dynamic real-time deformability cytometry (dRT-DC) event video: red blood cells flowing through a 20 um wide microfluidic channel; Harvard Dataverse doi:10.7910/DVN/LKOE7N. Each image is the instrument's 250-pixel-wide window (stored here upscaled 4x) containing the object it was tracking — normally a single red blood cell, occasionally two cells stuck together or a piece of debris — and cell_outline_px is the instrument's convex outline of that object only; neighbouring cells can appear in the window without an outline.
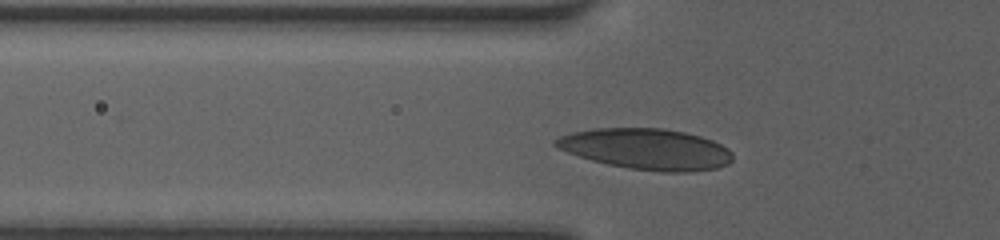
{"species": "human", "species_latin": "Homo sapiens", "temperature_condition": "room temperature", "stored_images_in_passage": 34, "camera_frame_rate_fps": 3000, "um_per_image_px": 0.085, "donor": {"sex": "female"}, "frame": {"image": 1, "passage_image": 7, "time_ms": 2.0, "image_size_px": [1000, 240], "cell_outline_px": [[732, 160], [728, 164], [716, 168], [692, 172], [664, 172], [628, 168], [608, 164], [592, 160], [556, 148], [552, 144], [552, 140], [560, 136], [572, 132], [592, 128], [664, 128], [684, 132], [700, 136], [712, 140], [728, 148], [732, 152]], "centroid_in_image_um": [54.93, 12.66], "position_along_channel_um": 70.9, "area_um2": 42.37}}
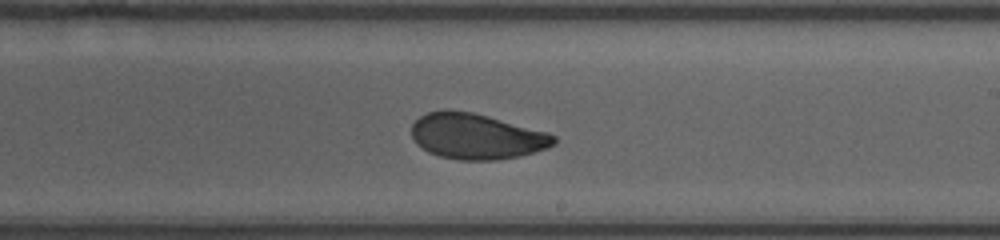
{"frame": {"image": 2, "passage_image": 20, "time_ms": 6.333, "image_size_px": [1000, 240], "cell_outline_px": [[556, 144], [548, 148], [520, 156], [496, 160], [460, 160], [440, 156], [428, 152], [416, 144], [412, 136], [412, 124], [420, 116], [428, 112], [448, 108], [472, 112], [548, 132], [556, 136]], "centroid_in_image_um": [40.49, 11.58], "position_along_channel_um": 248.5, "area_um2": 38.03}}
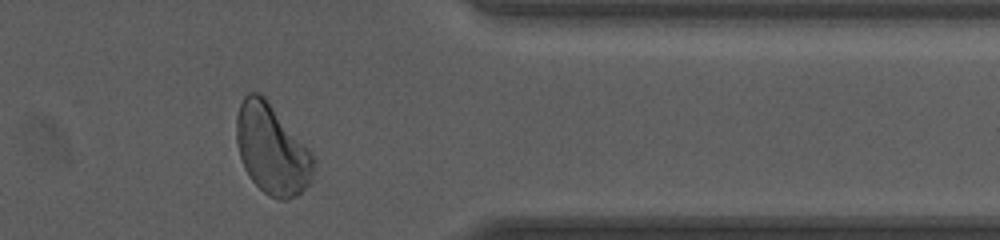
{"frame": {"image": 3, "passage_image": 31, "time_ms": 10.0, "image_size_px": [1000, 240], "cell_outline_px": [[312, 180], [296, 196], [288, 200], [280, 200], [268, 196], [248, 176], [244, 168], [236, 144], [236, 116], [240, 104], [244, 96], [248, 92], [260, 92], [264, 96], [312, 152]], "centroid_in_image_um": [23.07, 12.69], "position_along_channel_um": 388.3, "area_um2": 40.29}, "authors_computed_cell_mechanics": {"area_um2": 38.437, "velocity_mm_per_s": 4.1062, "shape_relaxation_time_tau1_ms": 3.7566, "shape_relaxation_time_tau2_ms": 1.1445, "deformation_change_tau1": 0.1313, "deformation_change_tau2": 0.06}}